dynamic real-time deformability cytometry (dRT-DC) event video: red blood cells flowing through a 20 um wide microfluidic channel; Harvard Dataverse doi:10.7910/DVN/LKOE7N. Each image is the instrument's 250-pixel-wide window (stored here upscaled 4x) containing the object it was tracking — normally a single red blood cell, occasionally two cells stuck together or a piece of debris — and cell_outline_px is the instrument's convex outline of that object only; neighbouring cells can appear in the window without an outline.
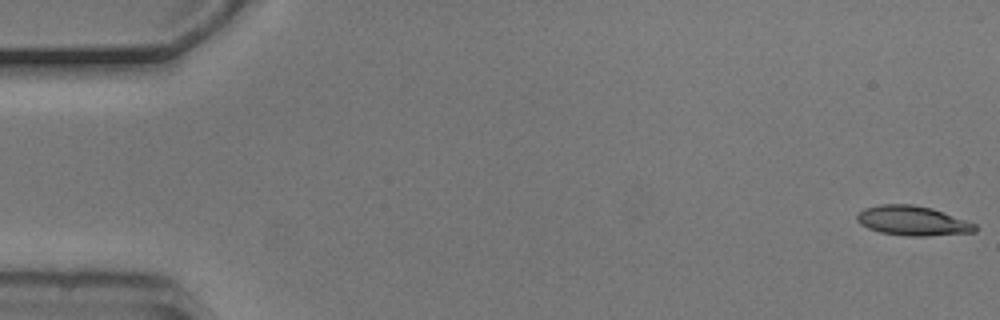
{"species": "common noctule bat (a hibernating species)", "species_latin": "Nyctalus noctula", "temperature_condition": "cold", "stored_images_in_passage": 17, "camera_frame_rate_fps": 3000, "um_per_image_px": 0.085, "animal": {"sex": "male", "body_mass_g": 20.5, "forearm_length_mm": 52.5}, "frame": {"image": 1, "passage_image": 1, "time_ms": 0.0, "image_size_px": [1000, 320], "cell_outline_px": [[976, 232], [928, 236], [908, 236], [880, 232], [868, 228], [860, 224], [856, 220], [856, 216], [864, 208], [880, 204], [912, 204], [932, 208], [976, 224]], "centroid_in_image_um": [77.55, 18.76], "position_along_channel_um": 7.4, "area_um2": 20.35}}
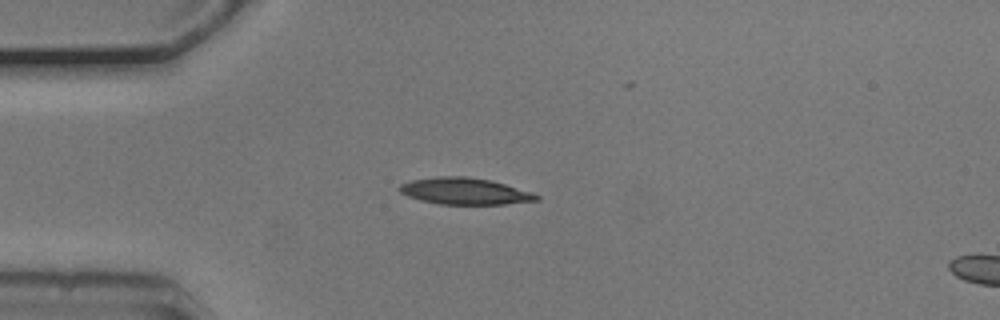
{"frame": {"image": 2, "passage_image": 14, "time_ms": 4.333, "image_size_px": [1000, 320], "cell_outline_px": [[540, 200], [504, 204], [440, 204], [420, 200], [408, 196], [400, 192], [400, 184], [412, 180], [440, 176], [468, 176], [488, 180], [504, 184], [532, 192], [540, 196]], "centroid_in_image_um": [39.52, 16.25], "position_along_channel_um": 45.5, "area_um2": 21.04}}